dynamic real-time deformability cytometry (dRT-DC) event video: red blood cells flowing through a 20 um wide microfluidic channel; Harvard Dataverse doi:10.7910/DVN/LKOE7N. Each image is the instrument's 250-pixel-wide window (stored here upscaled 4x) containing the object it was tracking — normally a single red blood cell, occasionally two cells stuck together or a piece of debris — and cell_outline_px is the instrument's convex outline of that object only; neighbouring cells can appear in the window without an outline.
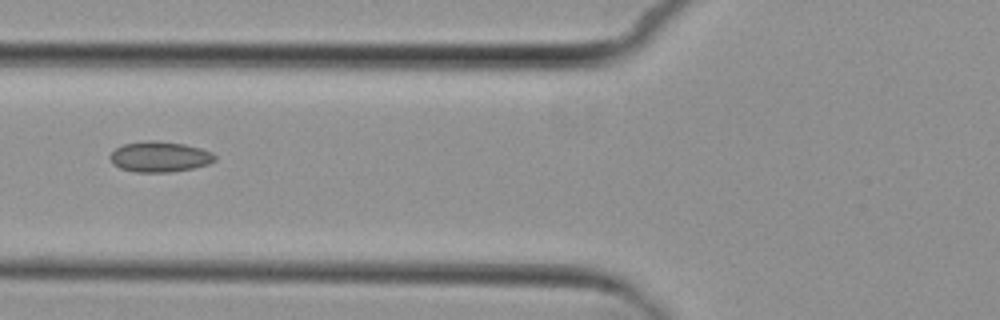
{"species": "common noctule bat (a hibernating species)", "species_latin": "Nyctalus noctula", "temperature_condition": "cold", "stored_images_in_passage": 4, "camera_frame_rate_fps": 3000, "um_per_image_px": 0.085, "animal": {"sex": "female", "body_mass_g": 29.2, "forearm_length_mm": 56.3}, "frame": {"image": 1, "passage_image": 4, "time_ms": 4.667, "image_size_px": [1000, 320], "cell_outline_px": [[216, 160], [208, 164], [192, 168], [172, 172], [132, 172], [120, 168], [112, 164], [108, 156], [116, 148], [124, 144], [148, 140], [156, 140], [184, 144], [200, 148], [212, 152], [216, 156]], "centroid_in_image_um": [13.55, 13.33], "position_along_channel_um": 112.2, "area_um2": 18.79}}